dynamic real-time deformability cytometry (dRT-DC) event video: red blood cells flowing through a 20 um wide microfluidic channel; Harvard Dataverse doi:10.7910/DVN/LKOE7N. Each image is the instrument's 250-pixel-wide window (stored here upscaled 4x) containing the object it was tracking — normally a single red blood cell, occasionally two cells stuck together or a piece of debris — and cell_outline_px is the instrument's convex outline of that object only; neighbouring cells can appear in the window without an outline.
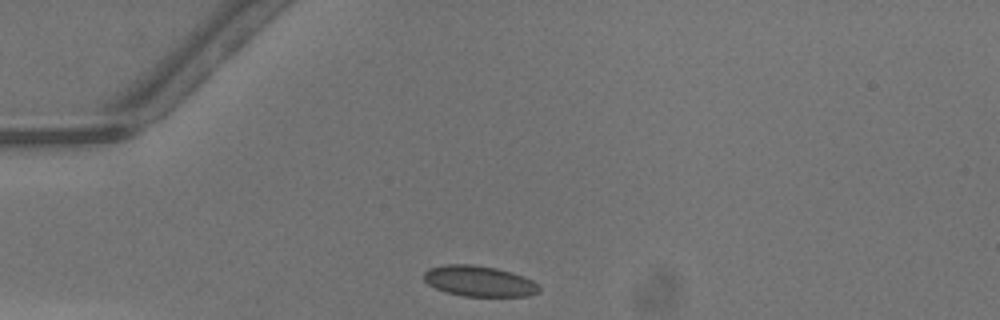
{"species": "common noctule bat (a hibernating species)", "species_latin": "Nyctalus noctula", "temperature_condition": "warm", "stored_images_in_passage": 26, "camera_frame_rate_fps": 3000, "um_per_image_px": 0.085, "animal": {"sex": "male", "body_mass_g": 13.3}, "frame": {"image": 1, "passage_image": 1, "time_ms": 0.0, "image_size_px": [1000, 320], "cell_outline_px": [[540, 292], [528, 296], [464, 296], [444, 292], [428, 284], [424, 280], [424, 272], [428, 268], [444, 264], [472, 264], [496, 268], [512, 272], [524, 276], [532, 280], [540, 288]], "centroid_in_image_um": [40.71, 23.89], "position_along_channel_um": 44.3, "area_um2": 20.75}}
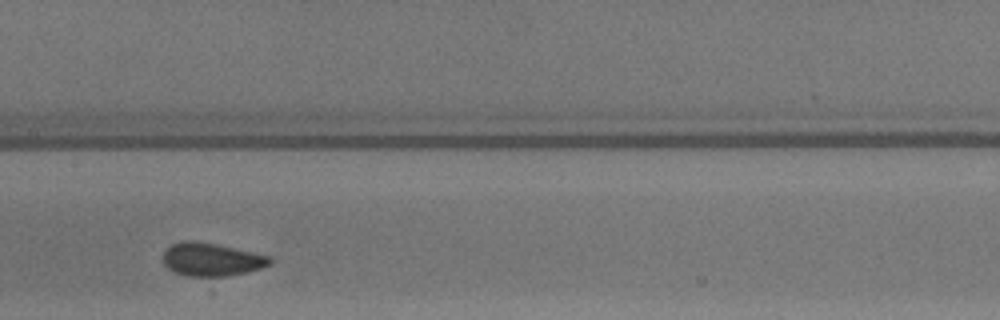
{"frame": {"image": 2, "passage_image": 13, "time_ms": 4.0, "image_size_px": [1000, 320], "cell_outline_px": [[272, 264], [248, 272], [224, 276], [188, 276], [172, 272], [164, 264], [164, 252], [172, 244], [184, 240], [192, 240], [216, 244], [268, 256], [272, 260]], "centroid_in_image_um": [17.95, 22.06], "position_along_channel_um": 189.4, "area_um2": 20.4}}
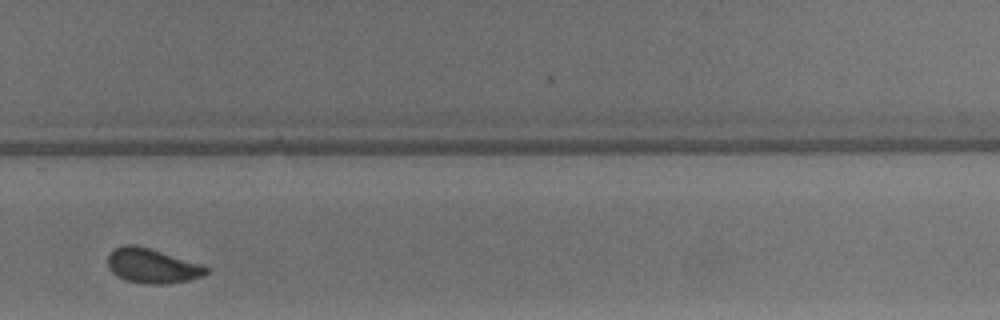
{"frame": {"image": 3, "passage_image": 22, "time_ms": 7.0, "image_size_px": [1000, 320], "cell_outline_px": [[212, 268], [208, 272], [200, 276], [188, 280], [164, 284], [144, 284], [124, 280], [116, 276], [108, 268], [108, 256], [116, 248], [124, 244], [136, 244], [204, 264]], "centroid_in_image_um": [12.95, 22.59], "position_along_channel_um": 316.8, "area_um2": 20.11}, "authors_computed_cell_mechanics": {"area_um2": 20.2589, "velocity_mm_per_s": 4.2624, "shape_relaxation_time_tau1_ms": 2.7297, "shape_relaxation_time_tau2_ms": 0.6112, "deformation_change_tau1": 0.0956, "deformation_change_tau2": 0.0423}}